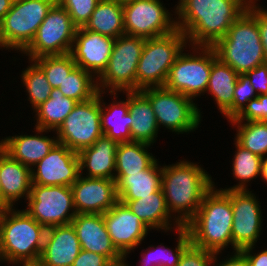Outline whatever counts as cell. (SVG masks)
<instances>
[{
    "label": "cell",
    "mask_w": 267,
    "mask_h": 266,
    "mask_svg": "<svg viewBox=\"0 0 267 266\" xmlns=\"http://www.w3.org/2000/svg\"><path fill=\"white\" fill-rule=\"evenodd\" d=\"M46 230L25 210L0 209V261L38 263Z\"/></svg>",
    "instance_id": "277c9868"
},
{
    "label": "cell",
    "mask_w": 267,
    "mask_h": 266,
    "mask_svg": "<svg viewBox=\"0 0 267 266\" xmlns=\"http://www.w3.org/2000/svg\"><path fill=\"white\" fill-rule=\"evenodd\" d=\"M187 43L178 28L166 35L145 39L136 70V90L163 87L171 66Z\"/></svg>",
    "instance_id": "8992f818"
},
{
    "label": "cell",
    "mask_w": 267,
    "mask_h": 266,
    "mask_svg": "<svg viewBox=\"0 0 267 266\" xmlns=\"http://www.w3.org/2000/svg\"><path fill=\"white\" fill-rule=\"evenodd\" d=\"M126 93V101H113L108 105L107 108L104 106L105 103L101 102V130L103 135L111 138L117 143H123L132 141L131 137V124L132 116L129 113L128 107V91Z\"/></svg>",
    "instance_id": "f546056e"
},
{
    "label": "cell",
    "mask_w": 267,
    "mask_h": 266,
    "mask_svg": "<svg viewBox=\"0 0 267 266\" xmlns=\"http://www.w3.org/2000/svg\"><path fill=\"white\" fill-rule=\"evenodd\" d=\"M128 107L132 141L153 144L160 127L148 97L141 90L128 91Z\"/></svg>",
    "instance_id": "d4e9b609"
},
{
    "label": "cell",
    "mask_w": 267,
    "mask_h": 266,
    "mask_svg": "<svg viewBox=\"0 0 267 266\" xmlns=\"http://www.w3.org/2000/svg\"><path fill=\"white\" fill-rule=\"evenodd\" d=\"M256 97L257 93L248 77L245 74H239L233 94L232 119L243 110L251 99Z\"/></svg>",
    "instance_id": "ab89813d"
},
{
    "label": "cell",
    "mask_w": 267,
    "mask_h": 266,
    "mask_svg": "<svg viewBox=\"0 0 267 266\" xmlns=\"http://www.w3.org/2000/svg\"><path fill=\"white\" fill-rule=\"evenodd\" d=\"M27 200L25 211L46 229L70 224L77 214L71 186L32 184Z\"/></svg>",
    "instance_id": "4fadbf2b"
},
{
    "label": "cell",
    "mask_w": 267,
    "mask_h": 266,
    "mask_svg": "<svg viewBox=\"0 0 267 266\" xmlns=\"http://www.w3.org/2000/svg\"><path fill=\"white\" fill-rule=\"evenodd\" d=\"M22 81L28 92V99L33 109L44 103L52 91V86L47 80L43 70L34 62L22 71Z\"/></svg>",
    "instance_id": "8d00e7d4"
},
{
    "label": "cell",
    "mask_w": 267,
    "mask_h": 266,
    "mask_svg": "<svg viewBox=\"0 0 267 266\" xmlns=\"http://www.w3.org/2000/svg\"><path fill=\"white\" fill-rule=\"evenodd\" d=\"M212 48L217 58L238 74H245L267 62L260 39L258 21L247 9Z\"/></svg>",
    "instance_id": "5b68a950"
},
{
    "label": "cell",
    "mask_w": 267,
    "mask_h": 266,
    "mask_svg": "<svg viewBox=\"0 0 267 266\" xmlns=\"http://www.w3.org/2000/svg\"><path fill=\"white\" fill-rule=\"evenodd\" d=\"M32 169L12 159L0 146V182L2 209L13 207L19 198L28 199L32 186Z\"/></svg>",
    "instance_id": "7402d4cb"
},
{
    "label": "cell",
    "mask_w": 267,
    "mask_h": 266,
    "mask_svg": "<svg viewBox=\"0 0 267 266\" xmlns=\"http://www.w3.org/2000/svg\"><path fill=\"white\" fill-rule=\"evenodd\" d=\"M71 224L82 250L106 256L113 264L125 260L111 241L103 214H76Z\"/></svg>",
    "instance_id": "ffe728a7"
},
{
    "label": "cell",
    "mask_w": 267,
    "mask_h": 266,
    "mask_svg": "<svg viewBox=\"0 0 267 266\" xmlns=\"http://www.w3.org/2000/svg\"><path fill=\"white\" fill-rule=\"evenodd\" d=\"M117 146L116 141L102 135L92 146L79 151L77 154L80 173L87 168L88 175L86 177L115 180Z\"/></svg>",
    "instance_id": "cb8c5ba5"
},
{
    "label": "cell",
    "mask_w": 267,
    "mask_h": 266,
    "mask_svg": "<svg viewBox=\"0 0 267 266\" xmlns=\"http://www.w3.org/2000/svg\"><path fill=\"white\" fill-rule=\"evenodd\" d=\"M118 200H136L141 196L150 195L161 189L162 167L157 160L148 168L139 173L115 175Z\"/></svg>",
    "instance_id": "484cf974"
},
{
    "label": "cell",
    "mask_w": 267,
    "mask_h": 266,
    "mask_svg": "<svg viewBox=\"0 0 267 266\" xmlns=\"http://www.w3.org/2000/svg\"><path fill=\"white\" fill-rule=\"evenodd\" d=\"M236 154L233 158V175L234 178L239 180V184L222 190H247L246 183L251 179L260 176L261 157L253 154L248 149H245L237 141H235Z\"/></svg>",
    "instance_id": "e575fe53"
},
{
    "label": "cell",
    "mask_w": 267,
    "mask_h": 266,
    "mask_svg": "<svg viewBox=\"0 0 267 266\" xmlns=\"http://www.w3.org/2000/svg\"><path fill=\"white\" fill-rule=\"evenodd\" d=\"M192 49L198 54L181 52L170 68L164 87L195 100L193 98L206 92L217 56L212 46H193Z\"/></svg>",
    "instance_id": "9c48e42d"
},
{
    "label": "cell",
    "mask_w": 267,
    "mask_h": 266,
    "mask_svg": "<svg viewBox=\"0 0 267 266\" xmlns=\"http://www.w3.org/2000/svg\"><path fill=\"white\" fill-rule=\"evenodd\" d=\"M254 246L246 247L240 250L247 258L249 266H267V249L252 255Z\"/></svg>",
    "instance_id": "bcb514c9"
},
{
    "label": "cell",
    "mask_w": 267,
    "mask_h": 266,
    "mask_svg": "<svg viewBox=\"0 0 267 266\" xmlns=\"http://www.w3.org/2000/svg\"><path fill=\"white\" fill-rule=\"evenodd\" d=\"M90 72L81 67H75L63 80L58 89L64 96L77 102H84L93 98L98 93L97 81Z\"/></svg>",
    "instance_id": "d6a6232c"
},
{
    "label": "cell",
    "mask_w": 267,
    "mask_h": 266,
    "mask_svg": "<svg viewBox=\"0 0 267 266\" xmlns=\"http://www.w3.org/2000/svg\"><path fill=\"white\" fill-rule=\"evenodd\" d=\"M149 146V144L136 141L118 143L115 175H128V173H139L148 169L157 160L152 153H148Z\"/></svg>",
    "instance_id": "1f68e13d"
},
{
    "label": "cell",
    "mask_w": 267,
    "mask_h": 266,
    "mask_svg": "<svg viewBox=\"0 0 267 266\" xmlns=\"http://www.w3.org/2000/svg\"><path fill=\"white\" fill-rule=\"evenodd\" d=\"M112 264L106 256L81 249L72 266H111Z\"/></svg>",
    "instance_id": "ee69618b"
},
{
    "label": "cell",
    "mask_w": 267,
    "mask_h": 266,
    "mask_svg": "<svg viewBox=\"0 0 267 266\" xmlns=\"http://www.w3.org/2000/svg\"><path fill=\"white\" fill-rule=\"evenodd\" d=\"M126 259L123 260L122 262H119V263H114L112 264L111 266H128V264H126Z\"/></svg>",
    "instance_id": "f907efd6"
},
{
    "label": "cell",
    "mask_w": 267,
    "mask_h": 266,
    "mask_svg": "<svg viewBox=\"0 0 267 266\" xmlns=\"http://www.w3.org/2000/svg\"><path fill=\"white\" fill-rule=\"evenodd\" d=\"M260 175L262 179L267 182V156L261 159Z\"/></svg>",
    "instance_id": "681fc988"
},
{
    "label": "cell",
    "mask_w": 267,
    "mask_h": 266,
    "mask_svg": "<svg viewBox=\"0 0 267 266\" xmlns=\"http://www.w3.org/2000/svg\"><path fill=\"white\" fill-rule=\"evenodd\" d=\"M78 102L66 97L58 88H52L50 97L37 108L36 128L56 131Z\"/></svg>",
    "instance_id": "4dcf8cb0"
},
{
    "label": "cell",
    "mask_w": 267,
    "mask_h": 266,
    "mask_svg": "<svg viewBox=\"0 0 267 266\" xmlns=\"http://www.w3.org/2000/svg\"><path fill=\"white\" fill-rule=\"evenodd\" d=\"M82 175L71 186L77 214H104L118 202L115 180Z\"/></svg>",
    "instance_id": "ac0fdd59"
},
{
    "label": "cell",
    "mask_w": 267,
    "mask_h": 266,
    "mask_svg": "<svg viewBox=\"0 0 267 266\" xmlns=\"http://www.w3.org/2000/svg\"><path fill=\"white\" fill-rule=\"evenodd\" d=\"M233 211L230 196L214 186L204 195L195 216L184 226L191 244L221 253L232 246Z\"/></svg>",
    "instance_id": "3957f363"
},
{
    "label": "cell",
    "mask_w": 267,
    "mask_h": 266,
    "mask_svg": "<svg viewBox=\"0 0 267 266\" xmlns=\"http://www.w3.org/2000/svg\"><path fill=\"white\" fill-rule=\"evenodd\" d=\"M160 0L123 2L125 34L150 39L177 29L176 21Z\"/></svg>",
    "instance_id": "5bb4252c"
},
{
    "label": "cell",
    "mask_w": 267,
    "mask_h": 266,
    "mask_svg": "<svg viewBox=\"0 0 267 266\" xmlns=\"http://www.w3.org/2000/svg\"><path fill=\"white\" fill-rule=\"evenodd\" d=\"M257 0H244V2L249 6V5H255Z\"/></svg>",
    "instance_id": "816d5d0a"
},
{
    "label": "cell",
    "mask_w": 267,
    "mask_h": 266,
    "mask_svg": "<svg viewBox=\"0 0 267 266\" xmlns=\"http://www.w3.org/2000/svg\"><path fill=\"white\" fill-rule=\"evenodd\" d=\"M217 266H249L246 256L240 251H235L234 255L225 261L220 262Z\"/></svg>",
    "instance_id": "7dc6e473"
},
{
    "label": "cell",
    "mask_w": 267,
    "mask_h": 266,
    "mask_svg": "<svg viewBox=\"0 0 267 266\" xmlns=\"http://www.w3.org/2000/svg\"><path fill=\"white\" fill-rule=\"evenodd\" d=\"M113 245L125 257L147 236L149 228L122 202L103 214Z\"/></svg>",
    "instance_id": "d6986e66"
},
{
    "label": "cell",
    "mask_w": 267,
    "mask_h": 266,
    "mask_svg": "<svg viewBox=\"0 0 267 266\" xmlns=\"http://www.w3.org/2000/svg\"><path fill=\"white\" fill-rule=\"evenodd\" d=\"M247 7L244 0H179L176 26L191 46H213Z\"/></svg>",
    "instance_id": "6da1fadb"
},
{
    "label": "cell",
    "mask_w": 267,
    "mask_h": 266,
    "mask_svg": "<svg viewBox=\"0 0 267 266\" xmlns=\"http://www.w3.org/2000/svg\"><path fill=\"white\" fill-rule=\"evenodd\" d=\"M32 168V184L43 186H72L80 175L77 152L57 143L51 151Z\"/></svg>",
    "instance_id": "2e32d148"
},
{
    "label": "cell",
    "mask_w": 267,
    "mask_h": 266,
    "mask_svg": "<svg viewBox=\"0 0 267 266\" xmlns=\"http://www.w3.org/2000/svg\"><path fill=\"white\" fill-rule=\"evenodd\" d=\"M37 134L9 136L0 141V146L14 160L23 165L33 168L41 159H43L51 149L58 143L57 137L38 135L49 130L36 128ZM33 166V167H32Z\"/></svg>",
    "instance_id": "603a6c76"
},
{
    "label": "cell",
    "mask_w": 267,
    "mask_h": 266,
    "mask_svg": "<svg viewBox=\"0 0 267 266\" xmlns=\"http://www.w3.org/2000/svg\"><path fill=\"white\" fill-rule=\"evenodd\" d=\"M118 201L125 204L149 229L165 231L172 229L170 224L172 217L162 188L150 195L141 196V199Z\"/></svg>",
    "instance_id": "4316f807"
},
{
    "label": "cell",
    "mask_w": 267,
    "mask_h": 266,
    "mask_svg": "<svg viewBox=\"0 0 267 266\" xmlns=\"http://www.w3.org/2000/svg\"><path fill=\"white\" fill-rule=\"evenodd\" d=\"M114 43V38L79 27L70 54L77 67L98 78L108 65Z\"/></svg>",
    "instance_id": "e0dca14e"
},
{
    "label": "cell",
    "mask_w": 267,
    "mask_h": 266,
    "mask_svg": "<svg viewBox=\"0 0 267 266\" xmlns=\"http://www.w3.org/2000/svg\"><path fill=\"white\" fill-rule=\"evenodd\" d=\"M100 0H56L70 15L73 24L84 27Z\"/></svg>",
    "instance_id": "f35d334b"
},
{
    "label": "cell",
    "mask_w": 267,
    "mask_h": 266,
    "mask_svg": "<svg viewBox=\"0 0 267 266\" xmlns=\"http://www.w3.org/2000/svg\"><path fill=\"white\" fill-rule=\"evenodd\" d=\"M32 62H35L43 70L52 88H58L66 76L77 66L70 53L43 56Z\"/></svg>",
    "instance_id": "74e56055"
},
{
    "label": "cell",
    "mask_w": 267,
    "mask_h": 266,
    "mask_svg": "<svg viewBox=\"0 0 267 266\" xmlns=\"http://www.w3.org/2000/svg\"><path fill=\"white\" fill-rule=\"evenodd\" d=\"M81 246L72 224L47 228L38 263L41 266H72Z\"/></svg>",
    "instance_id": "44dd1931"
},
{
    "label": "cell",
    "mask_w": 267,
    "mask_h": 266,
    "mask_svg": "<svg viewBox=\"0 0 267 266\" xmlns=\"http://www.w3.org/2000/svg\"><path fill=\"white\" fill-rule=\"evenodd\" d=\"M239 74L218 58L212 63L209 83L206 89L217 103V108L229 120L232 119V103Z\"/></svg>",
    "instance_id": "83f0119b"
},
{
    "label": "cell",
    "mask_w": 267,
    "mask_h": 266,
    "mask_svg": "<svg viewBox=\"0 0 267 266\" xmlns=\"http://www.w3.org/2000/svg\"><path fill=\"white\" fill-rule=\"evenodd\" d=\"M84 28L114 39L124 35L123 3L100 0Z\"/></svg>",
    "instance_id": "f1b7e54d"
},
{
    "label": "cell",
    "mask_w": 267,
    "mask_h": 266,
    "mask_svg": "<svg viewBox=\"0 0 267 266\" xmlns=\"http://www.w3.org/2000/svg\"><path fill=\"white\" fill-rule=\"evenodd\" d=\"M56 0H14L10 11L0 21V44L3 48L23 51Z\"/></svg>",
    "instance_id": "52a82bcc"
},
{
    "label": "cell",
    "mask_w": 267,
    "mask_h": 266,
    "mask_svg": "<svg viewBox=\"0 0 267 266\" xmlns=\"http://www.w3.org/2000/svg\"><path fill=\"white\" fill-rule=\"evenodd\" d=\"M0 209H2V186L0 182Z\"/></svg>",
    "instance_id": "db71d44e"
},
{
    "label": "cell",
    "mask_w": 267,
    "mask_h": 266,
    "mask_svg": "<svg viewBox=\"0 0 267 266\" xmlns=\"http://www.w3.org/2000/svg\"><path fill=\"white\" fill-rule=\"evenodd\" d=\"M245 75L250 80L254 91H257V95L267 94V62L247 71Z\"/></svg>",
    "instance_id": "7bdbcfd3"
},
{
    "label": "cell",
    "mask_w": 267,
    "mask_h": 266,
    "mask_svg": "<svg viewBox=\"0 0 267 266\" xmlns=\"http://www.w3.org/2000/svg\"><path fill=\"white\" fill-rule=\"evenodd\" d=\"M76 30L69 13L55 3L22 53L29 56V61L43 56L68 54L71 52Z\"/></svg>",
    "instance_id": "8fae6325"
},
{
    "label": "cell",
    "mask_w": 267,
    "mask_h": 266,
    "mask_svg": "<svg viewBox=\"0 0 267 266\" xmlns=\"http://www.w3.org/2000/svg\"><path fill=\"white\" fill-rule=\"evenodd\" d=\"M144 44V38L126 34L115 39L108 65L96 78L98 91L105 93L107 88L116 97L118 91L136 90V70Z\"/></svg>",
    "instance_id": "ba28073f"
},
{
    "label": "cell",
    "mask_w": 267,
    "mask_h": 266,
    "mask_svg": "<svg viewBox=\"0 0 267 266\" xmlns=\"http://www.w3.org/2000/svg\"><path fill=\"white\" fill-rule=\"evenodd\" d=\"M218 253L190 244L182 253L177 266H213ZM214 262V263H213Z\"/></svg>",
    "instance_id": "60d3db41"
},
{
    "label": "cell",
    "mask_w": 267,
    "mask_h": 266,
    "mask_svg": "<svg viewBox=\"0 0 267 266\" xmlns=\"http://www.w3.org/2000/svg\"><path fill=\"white\" fill-rule=\"evenodd\" d=\"M22 266H41L39 263H22Z\"/></svg>",
    "instance_id": "f5cc1de1"
},
{
    "label": "cell",
    "mask_w": 267,
    "mask_h": 266,
    "mask_svg": "<svg viewBox=\"0 0 267 266\" xmlns=\"http://www.w3.org/2000/svg\"><path fill=\"white\" fill-rule=\"evenodd\" d=\"M142 266H149L148 264H143ZM150 266H159V265H150Z\"/></svg>",
    "instance_id": "11a10c76"
},
{
    "label": "cell",
    "mask_w": 267,
    "mask_h": 266,
    "mask_svg": "<svg viewBox=\"0 0 267 266\" xmlns=\"http://www.w3.org/2000/svg\"><path fill=\"white\" fill-rule=\"evenodd\" d=\"M264 121L267 122V94L251 99L243 110L228 121Z\"/></svg>",
    "instance_id": "b9f144b4"
},
{
    "label": "cell",
    "mask_w": 267,
    "mask_h": 266,
    "mask_svg": "<svg viewBox=\"0 0 267 266\" xmlns=\"http://www.w3.org/2000/svg\"><path fill=\"white\" fill-rule=\"evenodd\" d=\"M14 0H0V21L10 11Z\"/></svg>",
    "instance_id": "c3c4849f"
},
{
    "label": "cell",
    "mask_w": 267,
    "mask_h": 266,
    "mask_svg": "<svg viewBox=\"0 0 267 266\" xmlns=\"http://www.w3.org/2000/svg\"><path fill=\"white\" fill-rule=\"evenodd\" d=\"M231 198L233 223L232 247L235 251L254 246L261 235V206L255 194L247 190H223Z\"/></svg>",
    "instance_id": "9a60e30c"
},
{
    "label": "cell",
    "mask_w": 267,
    "mask_h": 266,
    "mask_svg": "<svg viewBox=\"0 0 267 266\" xmlns=\"http://www.w3.org/2000/svg\"><path fill=\"white\" fill-rule=\"evenodd\" d=\"M150 100L158 125L176 133H189L198 128L200 110L193 100L163 87L141 90Z\"/></svg>",
    "instance_id": "30bf717a"
},
{
    "label": "cell",
    "mask_w": 267,
    "mask_h": 266,
    "mask_svg": "<svg viewBox=\"0 0 267 266\" xmlns=\"http://www.w3.org/2000/svg\"><path fill=\"white\" fill-rule=\"evenodd\" d=\"M161 183L170 214L178 213L173 219L175 229L185 226L195 216L204 195L215 186L202 167L184 160L163 166Z\"/></svg>",
    "instance_id": "7a4b0ae2"
},
{
    "label": "cell",
    "mask_w": 267,
    "mask_h": 266,
    "mask_svg": "<svg viewBox=\"0 0 267 266\" xmlns=\"http://www.w3.org/2000/svg\"><path fill=\"white\" fill-rule=\"evenodd\" d=\"M247 10L257 19L260 31V39L263 44V51L267 60V10L256 5H249Z\"/></svg>",
    "instance_id": "f6af8a7d"
},
{
    "label": "cell",
    "mask_w": 267,
    "mask_h": 266,
    "mask_svg": "<svg viewBox=\"0 0 267 266\" xmlns=\"http://www.w3.org/2000/svg\"><path fill=\"white\" fill-rule=\"evenodd\" d=\"M102 94L104 92L98 91L93 98L75 105L56 130L59 144L78 153L103 135L100 121Z\"/></svg>",
    "instance_id": "7c38bea8"
},
{
    "label": "cell",
    "mask_w": 267,
    "mask_h": 266,
    "mask_svg": "<svg viewBox=\"0 0 267 266\" xmlns=\"http://www.w3.org/2000/svg\"><path fill=\"white\" fill-rule=\"evenodd\" d=\"M237 126L235 140L253 154L261 158L267 154V122L264 121H229Z\"/></svg>",
    "instance_id": "836d02e7"
},
{
    "label": "cell",
    "mask_w": 267,
    "mask_h": 266,
    "mask_svg": "<svg viewBox=\"0 0 267 266\" xmlns=\"http://www.w3.org/2000/svg\"><path fill=\"white\" fill-rule=\"evenodd\" d=\"M179 237L177 246L175 247L174 252L172 249H168L167 247H155L148 251L142 256V264L148 265H159V266H177L180 260V257L183 251L191 244L190 237L187 229L184 226H181L177 229Z\"/></svg>",
    "instance_id": "d590c367"
},
{
    "label": "cell",
    "mask_w": 267,
    "mask_h": 266,
    "mask_svg": "<svg viewBox=\"0 0 267 266\" xmlns=\"http://www.w3.org/2000/svg\"><path fill=\"white\" fill-rule=\"evenodd\" d=\"M117 1H119V2H126V1H129V0H117Z\"/></svg>",
    "instance_id": "9f6ffc18"
}]
</instances>
